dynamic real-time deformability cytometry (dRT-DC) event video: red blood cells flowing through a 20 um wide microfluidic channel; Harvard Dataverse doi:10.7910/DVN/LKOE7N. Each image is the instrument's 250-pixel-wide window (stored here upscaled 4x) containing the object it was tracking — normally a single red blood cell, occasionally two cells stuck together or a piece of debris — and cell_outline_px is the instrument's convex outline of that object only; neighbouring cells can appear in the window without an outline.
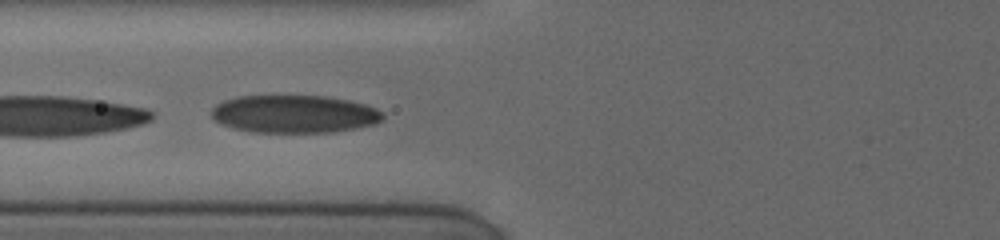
{"species": "human", "species_latin": "Homo sapiens", "temperature_condition": "cold", "stored_images_in_passage": 38, "camera_frame_rate_fps": 3000, "um_per_image_px": 0.085, "donor": {"sex": "female"}, "frame": {"image": 1, "passage_image": 28, "time_ms": 5.0, "image_size_px": [1000, 240], "cell_outline_px": [[384, 116], [376, 124], [356, 128], [332, 132], [252, 132], [232, 128], [220, 124], [212, 120], [208, 112], [216, 104], [224, 100], [236, 96], [324, 96], [348, 100], [364, 104], [376, 108], [384, 112]], "centroid_in_image_um": [24.95, 9.69], "position_along_channel_um": 100.8, "area_um2": 38.09}}